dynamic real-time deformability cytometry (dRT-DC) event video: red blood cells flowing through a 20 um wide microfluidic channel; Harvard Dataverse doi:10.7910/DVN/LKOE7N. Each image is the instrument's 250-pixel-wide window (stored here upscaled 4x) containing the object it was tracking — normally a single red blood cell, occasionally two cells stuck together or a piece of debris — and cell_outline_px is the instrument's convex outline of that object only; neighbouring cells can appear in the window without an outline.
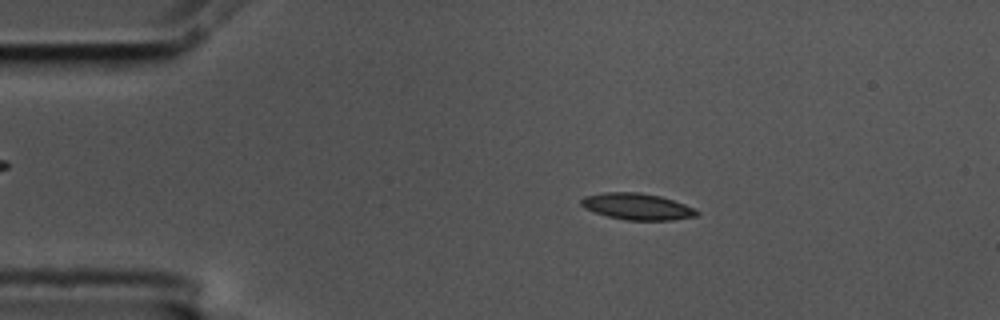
{"species": "common noctule bat (a hibernating species)", "species_latin": "Nyctalus noctula", "temperature_condition": "cold", "stored_images_in_passage": 56, "camera_frame_rate_fps": 3000, "um_per_image_px": 0.085, "animal": {"sex": "male", "body_mass_g": 17.5, "forearm_length_mm": 52.3}, "frame": {"image": 1, "passage_image": 10, "time_ms": 3.0, "image_size_px": [1000, 320], "cell_outline_px": [[700, 212], [696, 216], [672, 220], [628, 220], [608, 216], [584, 208], [580, 204], [580, 200], [584, 196], [604, 192], [640, 192], [660, 196], [696, 208]], "centroid_in_image_um": [54.16, 17.55], "position_along_channel_um": 30.8, "area_um2": 17.8}}
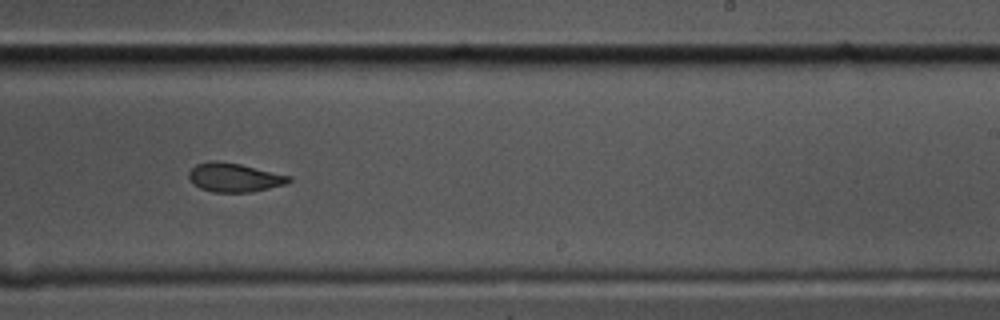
{"frame": {"image": 2, "passage_image": 34, "time_ms": 11.0, "image_size_px": [1000, 320], "cell_outline_px": [[292, 180], [284, 184], [252, 192], [212, 192], [200, 188], [192, 184], [188, 176], [188, 172], [196, 164], [208, 160], [216, 160], [240, 164], [292, 176]], "centroid_in_image_um": [19.87, 15.08], "position_along_channel_um": 269.1, "area_um2": 16.94}}
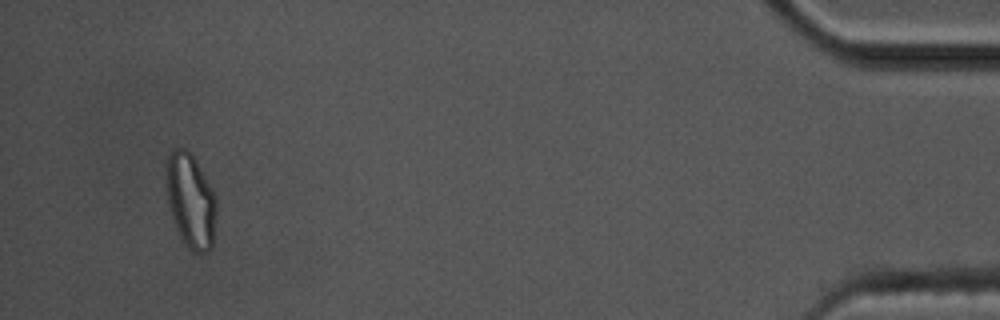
{"frame": {"image": 3, "passage_image": 53, "time_ms": 17.333, "image_size_px": [1000, 320], "cell_outline_px": [[216, 212], [212, 248], [208, 252], [200, 256], [192, 252], [188, 248], [176, 228], [168, 204], [164, 168], [168, 156], [176, 148], [184, 148], [192, 152], [216, 196]], "centroid_in_image_um": [16.2, 17.07], "position_along_channel_um": 419.0, "area_um2": 28.09}, "authors_computed_cell_mechanics": {"area_um2": 17.4267, "velocity_mm_per_s": 3.564, "shape_relaxation_time_tau1_ms": 9.1595, "shape_relaxation_time_tau2_ms": 1.8621, "deformation_change_tau1": 0.1929, "deformation_change_tau2": 0.0747}}